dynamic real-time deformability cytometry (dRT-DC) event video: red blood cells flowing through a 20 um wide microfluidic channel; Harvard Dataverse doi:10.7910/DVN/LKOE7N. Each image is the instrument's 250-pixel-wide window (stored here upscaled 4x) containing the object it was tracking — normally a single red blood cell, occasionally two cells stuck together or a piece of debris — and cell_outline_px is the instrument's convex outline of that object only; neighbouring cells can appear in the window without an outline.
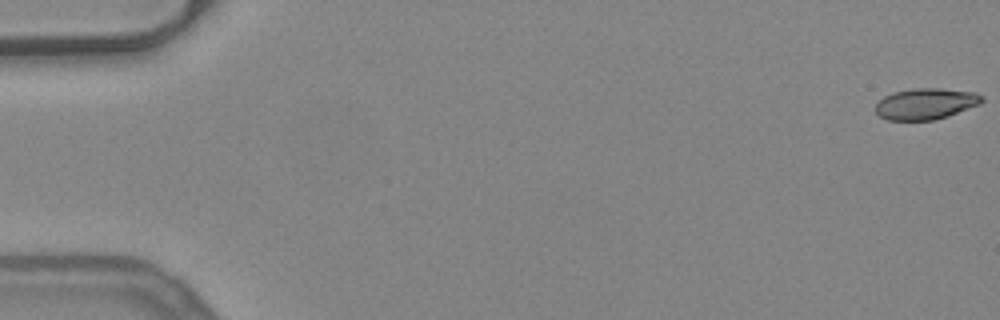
{"species": "common noctule bat (a hibernating species)", "species_latin": "Nyctalus noctula", "temperature_condition": "warm", "stored_images_in_passage": 18, "camera_frame_rate_fps": 3000, "um_per_image_px": 0.085, "animal": {"sex": "female", "body_mass_g": 24.6, "forearm_length_mm": 56.2}, "frame": {"image": 1, "passage_image": 1, "time_ms": 0.0, "image_size_px": [1000, 320], "cell_outline_px": [[984, 100], [980, 104], [948, 116], [932, 120], [888, 120], [880, 116], [876, 112], [876, 104], [884, 96], [892, 92], [912, 88], [940, 88], [976, 92], [984, 96]], "centroid_in_image_um": [78.71, 8.81], "position_along_channel_um": 6.3, "area_um2": 19.42}}
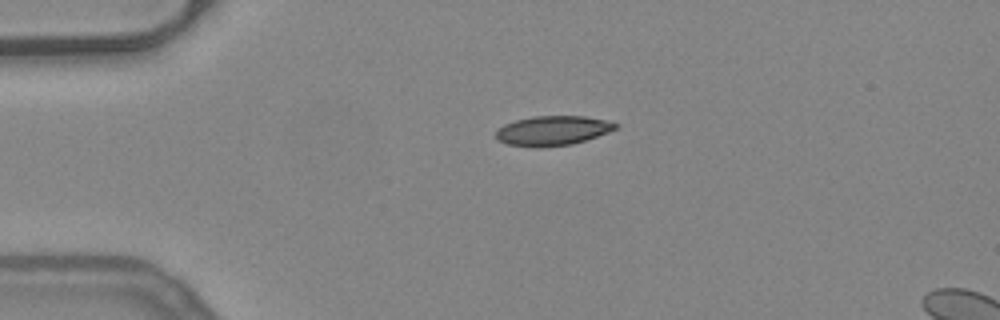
{"frame": {"image": 2, "passage_image": 13, "time_ms": 4.0, "image_size_px": [1000, 320], "cell_outline_px": [[620, 124], [616, 128], [608, 132], [572, 144], [540, 148], [508, 144], [496, 140], [496, 128], [504, 124], [516, 120], [532, 116], [584, 116], [608, 120]], "centroid_in_image_um": [46.95, 11.1], "position_along_channel_um": 38.1, "area_um2": 20.75}}